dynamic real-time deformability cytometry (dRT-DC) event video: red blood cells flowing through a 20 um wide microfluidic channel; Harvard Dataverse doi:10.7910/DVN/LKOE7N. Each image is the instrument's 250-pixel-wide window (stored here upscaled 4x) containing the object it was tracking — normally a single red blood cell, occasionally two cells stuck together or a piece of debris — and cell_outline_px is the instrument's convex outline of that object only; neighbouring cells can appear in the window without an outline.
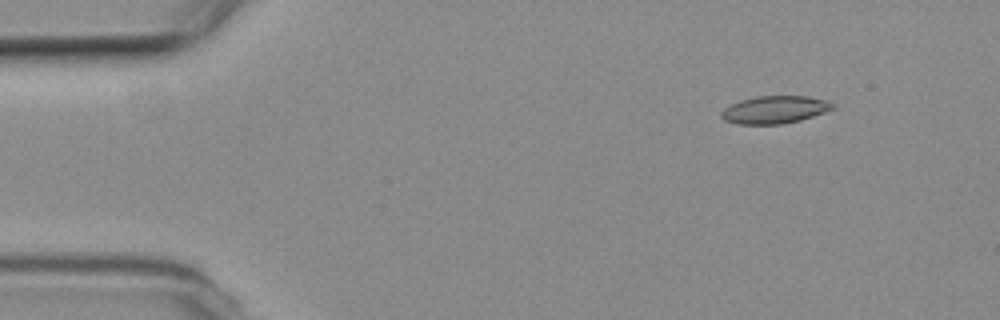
{"species": "common noctule bat (a hibernating species)", "species_latin": "Nyctalus noctula", "temperature_condition": "room temperature", "stored_images_in_passage": 5, "camera_frame_rate_fps": 3000, "um_per_image_px": 0.085, "animal": {"sex": "female", "body_mass_g": 19.3, "forearm_length_mm": 54.1}, "frame": {"image": 1, "passage_image": 1, "time_ms": 0.0, "image_size_px": [1000, 320], "cell_outline_px": [[836, 108], [800, 120], [780, 124], [736, 124], [724, 120], [720, 116], [720, 112], [724, 108], [740, 100], [756, 96], [808, 96], [828, 100], [836, 104]], "centroid_in_image_um": [65.86, 9.31], "position_along_channel_um": 19.1, "area_um2": 18.03}}
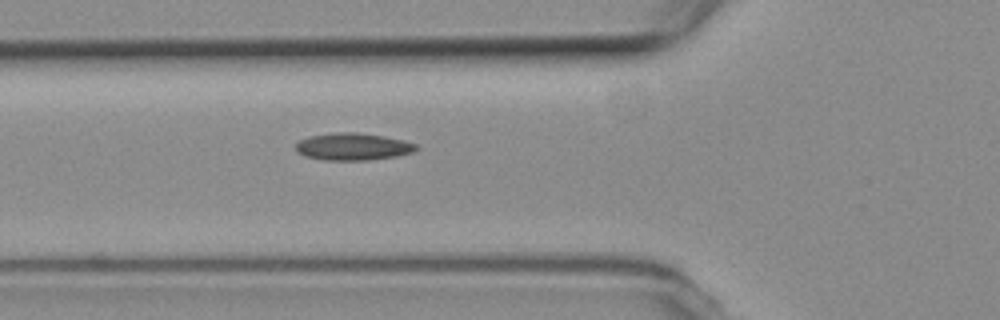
{"frame": {"image": 2, "passage_image": 5, "time_ms": 4.667, "image_size_px": [1000, 320], "cell_outline_px": [[420, 148], [412, 152], [396, 156], [368, 160], [324, 160], [304, 156], [296, 152], [296, 144], [300, 140], [308, 136], [336, 132], [356, 132], [384, 136], [404, 140], [416, 144]], "centroid_in_image_um": [29.99, 12.46], "position_along_channel_um": 95.8, "area_um2": 19.19}}